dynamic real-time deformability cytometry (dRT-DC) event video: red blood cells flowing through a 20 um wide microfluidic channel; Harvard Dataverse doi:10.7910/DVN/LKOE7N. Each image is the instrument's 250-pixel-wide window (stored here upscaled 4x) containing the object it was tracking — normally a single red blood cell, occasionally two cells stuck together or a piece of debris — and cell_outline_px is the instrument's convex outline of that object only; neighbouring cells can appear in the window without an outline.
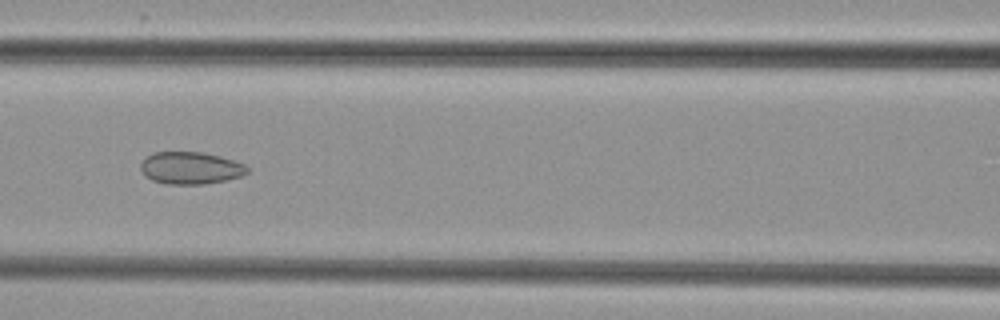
{"species": "common noctule bat (a hibernating species)", "species_latin": "Nyctalus noctula", "temperature_condition": "cold", "stored_images_in_passage": 9, "camera_frame_rate_fps": 3000, "um_per_image_px": 0.085, "animal": {"sex": "female", "body_mass_g": 29.2, "forearm_length_mm": 56.3}, "frame": {"image": 1, "passage_image": 7, "time_ms": 7.0, "image_size_px": [1000, 320], "cell_outline_px": [[248, 172], [240, 176], [224, 180], [204, 184], [164, 184], [152, 180], [144, 176], [140, 168], [140, 164], [152, 152], [204, 152], [220, 156], [244, 164], [248, 168]], "centroid_in_image_um": [16.16, 14.28], "position_along_channel_um": 150.4, "area_um2": 20.0}}
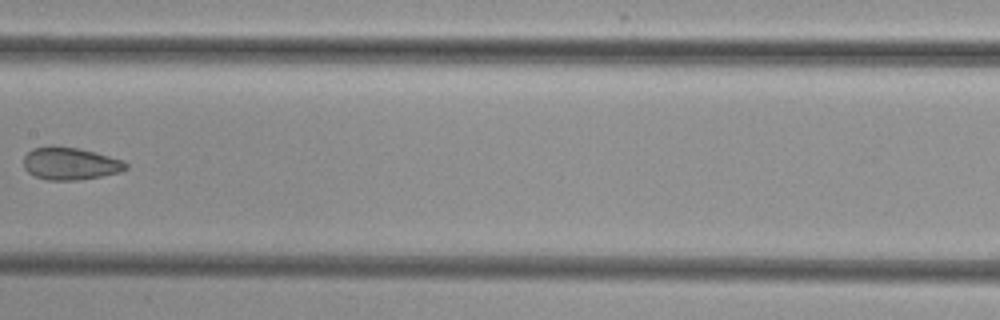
{"frame": {"image": 2, "passage_image": 8, "time_ms": 8.333, "image_size_px": [1000, 320], "cell_outline_px": [[128, 168], [120, 172], [100, 176], [76, 180], [44, 180], [28, 172], [24, 168], [24, 156], [32, 148], [48, 144], [52, 144], [80, 148], [96, 152], [124, 160], [128, 164]], "centroid_in_image_um": [5.96, 13.87], "position_along_channel_um": 201.4, "area_um2": 19.77}}
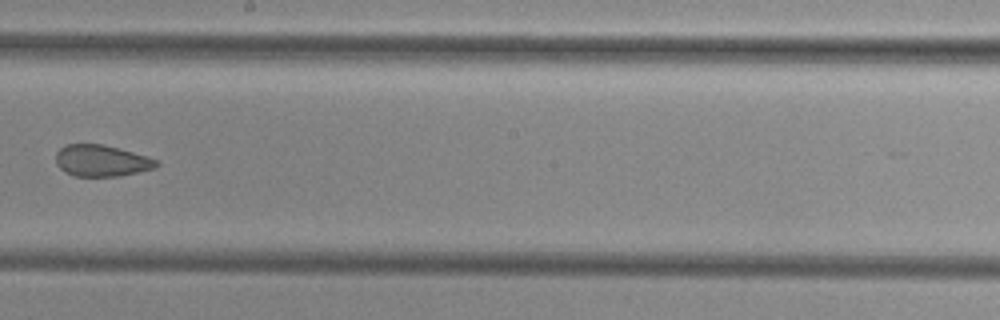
{"frame": {"image": 3, "passage_image": 9, "time_ms": 9.333, "image_size_px": [1000, 320], "cell_outline_px": [[160, 164], [156, 168], [140, 172], [120, 176], [76, 176], [64, 172], [56, 164], [56, 152], [64, 144], [104, 144], [120, 148], [148, 156], [156, 160]], "centroid_in_image_um": [8.64, 13.65], "position_along_channel_um": 239.6, "area_um2": 18.73}}